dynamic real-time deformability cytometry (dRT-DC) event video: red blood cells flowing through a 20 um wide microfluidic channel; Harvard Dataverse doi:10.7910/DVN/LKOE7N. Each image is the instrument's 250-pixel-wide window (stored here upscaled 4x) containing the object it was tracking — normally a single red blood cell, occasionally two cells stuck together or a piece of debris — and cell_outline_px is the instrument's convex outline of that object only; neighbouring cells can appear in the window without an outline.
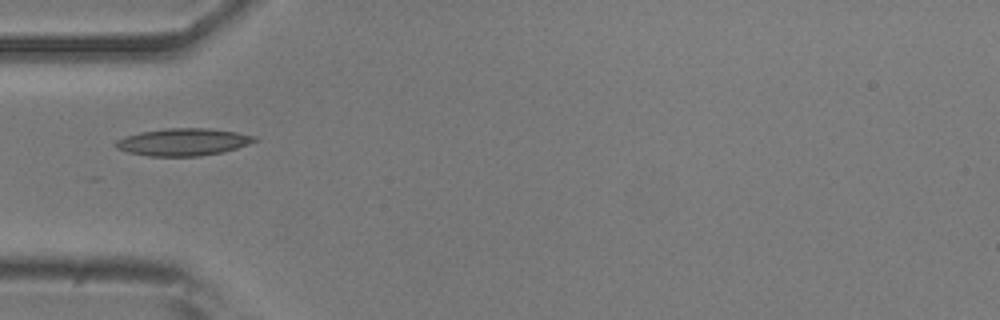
{"species": "common noctule bat (a hibernating species)", "species_latin": "Nyctalus noctula", "temperature_condition": "room temperature", "stored_images_in_passage": 10, "camera_frame_rate_fps": 3000, "um_per_image_px": 0.085, "animal": {"sex": "male", "body_mass_g": 20.5, "forearm_length_mm": 52.5}, "frame": {"image": 1, "passage_image": 1, "time_ms": 0.0, "image_size_px": [1000, 320], "cell_outline_px": [[260, 140], [236, 148], [220, 152], [200, 156], [148, 156], [128, 152], [116, 148], [112, 144], [116, 140], [140, 132], [164, 128], [208, 128], [236, 132], [256, 136]], "centroid_in_image_um": [15.56, 12.06], "position_along_channel_um": 69.4, "area_um2": 22.08}}
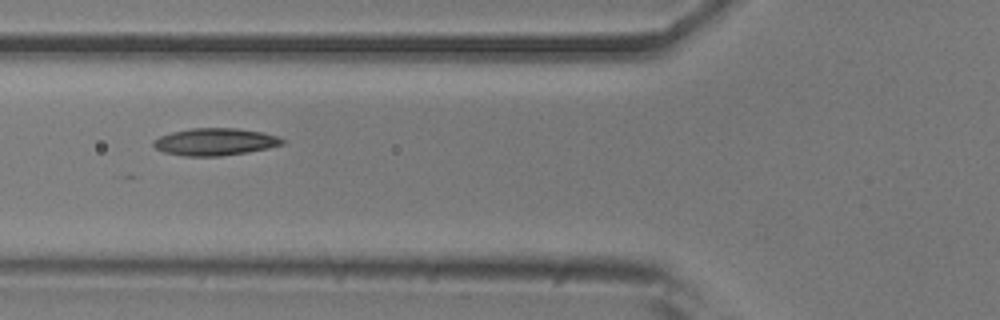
{"frame": {"image": 2, "passage_image": 4, "time_ms": 1.0, "image_size_px": [1000, 320], "cell_outline_px": [[284, 144], [268, 148], [248, 152], [220, 156], [184, 156], [164, 152], [156, 148], [152, 144], [152, 140], [160, 136], [172, 132], [192, 128], [236, 128], [264, 132], [276, 136], [284, 140]], "centroid_in_image_um": [18.27, 12.05], "position_along_channel_um": 107.5, "area_um2": 20.46}}
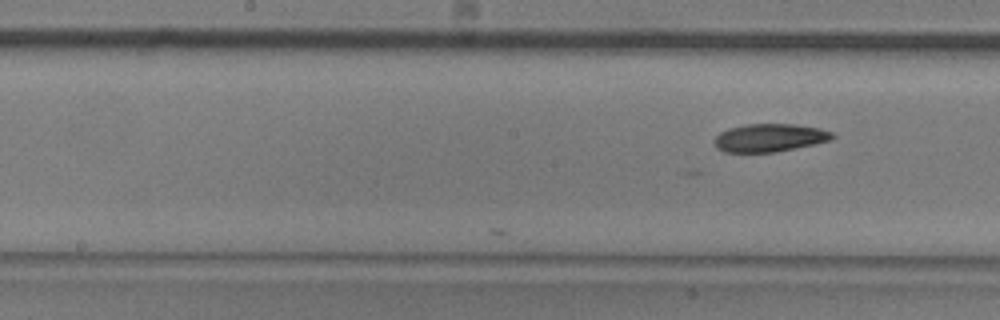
{"frame": {"image": 3, "passage_image": 10, "time_ms": 3.0, "image_size_px": [1000, 320], "cell_outline_px": [[836, 136], [832, 140], [816, 144], [776, 152], [724, 152], [716, 148], [712, 140], [720, 132], [728, 128], [748, 124], [792, 124], [820, 128], [832, 132]], "centroid_in_image_um": [65.42, 11.71], "position_along_channel_um": 182.8, "area_um2": 19.48}}